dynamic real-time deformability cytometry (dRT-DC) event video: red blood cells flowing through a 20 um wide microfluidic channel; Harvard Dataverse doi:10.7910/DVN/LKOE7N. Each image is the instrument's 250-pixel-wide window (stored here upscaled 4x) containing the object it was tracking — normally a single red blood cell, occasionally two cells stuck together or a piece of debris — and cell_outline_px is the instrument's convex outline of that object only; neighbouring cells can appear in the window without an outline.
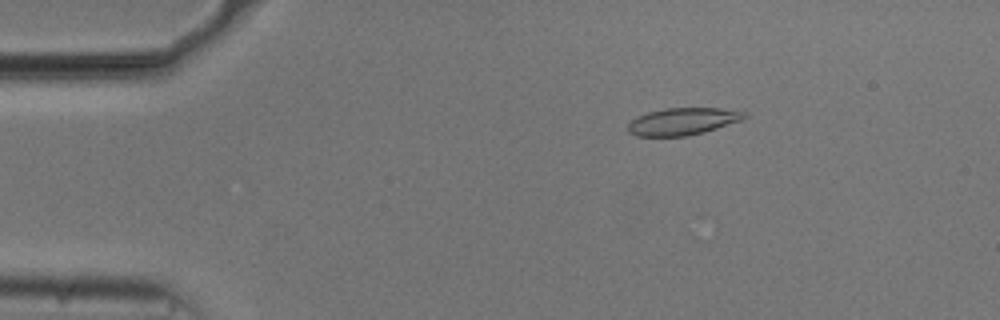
{"species": "common noctule bat (a hibernating species)", "species_latin": "Nyctalus noctula", "temperature_condition": "cold", "stored_images_in_passage": 42, "camera_frame_rate_fps": 3000, "um_per_image_px": 0.085, "animal": {"sex": "male", "body_mass_g": 20.5, "forearm_length_mm": 52.5}, "frame": {"image": 1, "passage_image": 3, "time_ms": 0.667, "image_size_px": [1000, 320], "cell_outline_px": [[748, 116], [740, 120], [704, 132], [688, 136], [636, 136], [628, 132], [628, 124], [636, 116], [648, 112], [664, 108], [720, 108], [748, 112]], "centroid_in_image_um": [58.01, 10.31], "position_along_channel_um": 27.0, "area_um2": 18.44}}
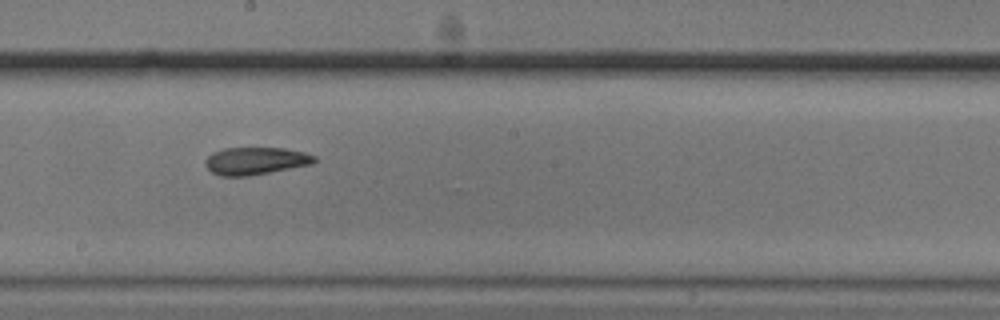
{"frame": {"image": 2, "passage_image": 24, "time_ms": 7.667, "image_size_px": [1000, 320], "cell_outline_px": [[316, 160], [312, 164], [248, 176], [220, 176], [212, 172], [204, 164], [204, 160], [212, 152], [224, 148], [284, 148], [304, 152], [316, 156]], "centroid_in_image_um": [21.7, 13.67], "position_along_channel_um": 226.5, "area_um2": 17.46}}
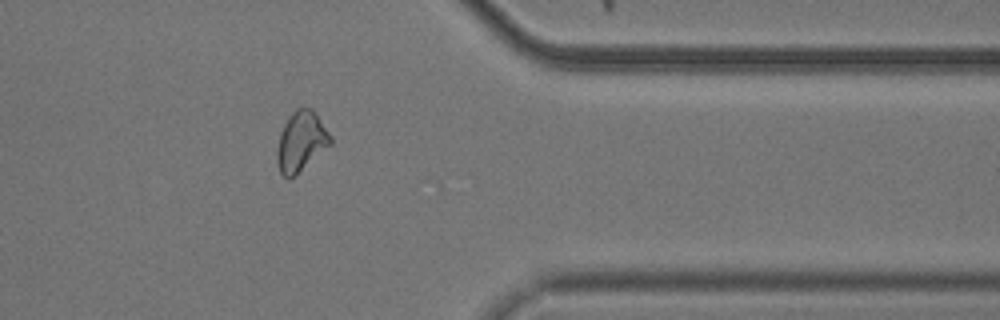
{"frame": {"image": 3, "passage_image": 38, "time_ms": 12.333, "image_size_px": [1000, 320], "cell_outline_px": [[332, 144], [288, 180], [280, 172], [276, 160], [276, 148], [280, 132], [288, 116], [296, 108], [312, 108], [316, 112], [332, 136]], "centroid_in_image_um": [25.59, 11.99], "position_along_channel_um": 385.8, "area_um2": 18.79}}